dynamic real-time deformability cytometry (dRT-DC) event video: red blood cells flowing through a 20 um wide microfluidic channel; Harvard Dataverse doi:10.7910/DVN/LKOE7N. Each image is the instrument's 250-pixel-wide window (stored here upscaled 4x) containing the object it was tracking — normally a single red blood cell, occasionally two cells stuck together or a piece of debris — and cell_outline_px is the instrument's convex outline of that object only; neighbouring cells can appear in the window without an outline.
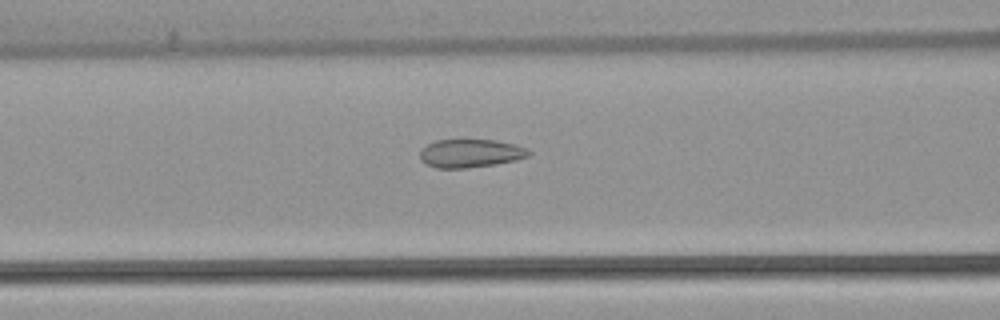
{"species": "common noctule bat (a hibernating species)", "species_latin": "Nyctalus noctula", "temperature_condition": "warm", "stored_images_in_passage": 34, "camera_frame_rate_fps": 3000, "um_per_image_px": 0.085, "animal": {"sex": "female", "body_mass_g": 22.7, "forearm_length_mm": 54.2}, "frame": {"image": 1, "passage_image": 13, "time_ms": 4.0, "image_size_px": [1000, 320], "cell_outline_px": [[532, 152], [528, 156], [516, 160], [496, 164], [468, 168], [436, 168], [420, 160], [420, 148], [436, 140], [496, 140], [528, 148]], "centroid_in_image_um": [39.99, 13.03], "position_along_channel_um": 126.6, "area_um2": 17.98}}
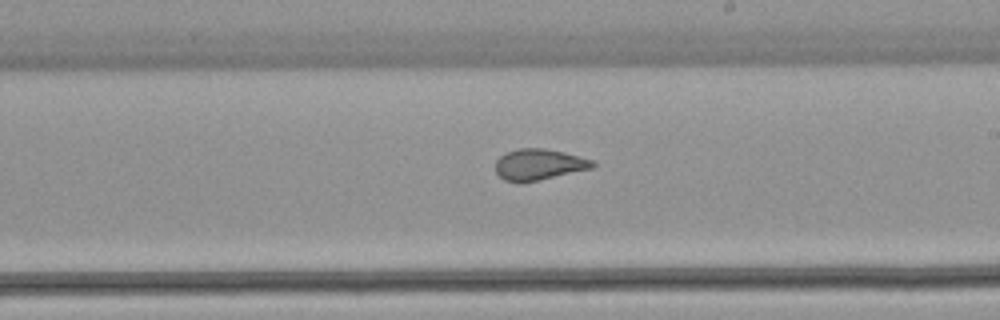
{"frame": {"image": 2, "passage_image": 22, "time_ms": 7.0, "image_size_px": [1000, 320], "cell_outline_px": [[596, 164], [592, 168], [520, 184], [504, 180], [496, 172], [496, 160], [504, 152], [520, 148], [544, 148], [564, 152], [596, 160]], "centroid_in_image_um": [45.8, 13.98], "position_along_channel_um": 243.2, "area_um2": 17.8}}
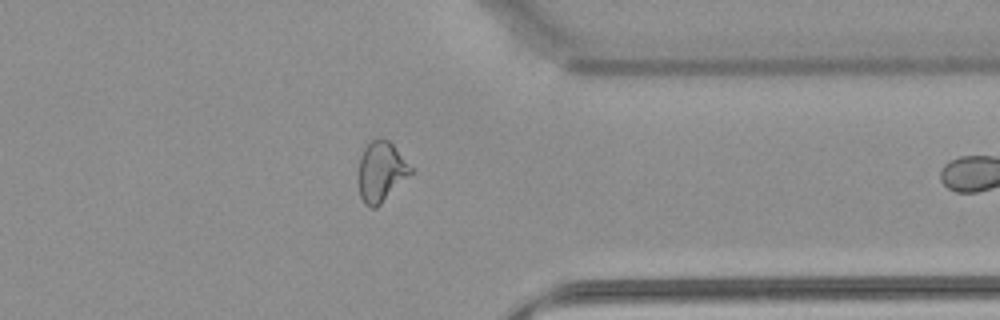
{"frame": {"image": 3, "passage_image": 33, "time_ms": 10.667, "image_size_px": [1000, 320], "cell_outline_px": [[412, 172], [376, 208], [368, 208], [364, 204], [360, 196], [356, 172], [360, 156], [364, 148], [372, 140], [380, 136], [388, 140], [392, 144], [412, 168]], "centroid_in_image_um": [32.32, 14.59], "position_along_channel_um": 379.1, "area_um2": 18.44}}